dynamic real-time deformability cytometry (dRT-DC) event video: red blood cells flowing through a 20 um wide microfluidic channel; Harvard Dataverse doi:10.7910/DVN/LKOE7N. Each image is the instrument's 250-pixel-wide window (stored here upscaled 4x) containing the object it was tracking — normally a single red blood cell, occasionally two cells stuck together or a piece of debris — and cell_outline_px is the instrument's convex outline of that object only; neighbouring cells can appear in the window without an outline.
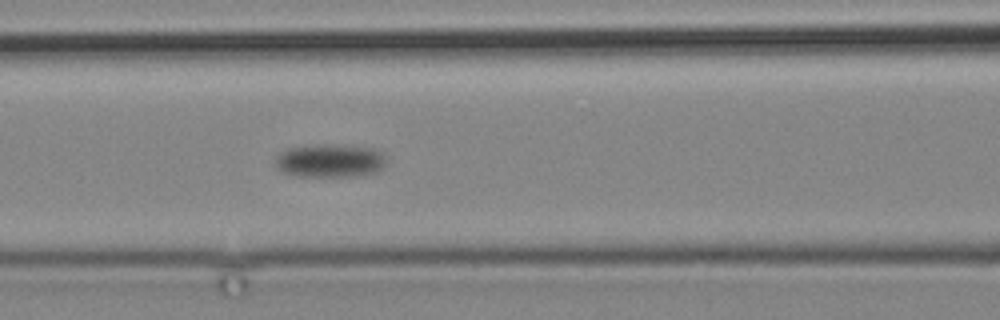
{"species": "common noctule bat (a hibernating species)", "species_latin": "Nyctalus noctula", "temperature_condition": "cold", "stored_images_in_passage": 5, "camera_frame_rate_fps": 3000, "um_per_image_px": 0.085, "animal": {"sex": "male", "body_mass_g": 19.2, "forearm_length_mm": 51.8}, "frame": {"image": 1, "passage_image": 5, "time_ms": 4.667, "image_size_px": [1000, 320], "cell_outline_px": [[388, 160], [376, 172], [360, 176], [296, 176], [280, 172], [276, 168], [276, 156], [280, 152], [288, 148], [332, 144], [372, 148], [384, 152]], "centroid_in_image_um": [28.06, 13.67], "position_along_channel_um": 138.5, "area_um2": 21.68}}